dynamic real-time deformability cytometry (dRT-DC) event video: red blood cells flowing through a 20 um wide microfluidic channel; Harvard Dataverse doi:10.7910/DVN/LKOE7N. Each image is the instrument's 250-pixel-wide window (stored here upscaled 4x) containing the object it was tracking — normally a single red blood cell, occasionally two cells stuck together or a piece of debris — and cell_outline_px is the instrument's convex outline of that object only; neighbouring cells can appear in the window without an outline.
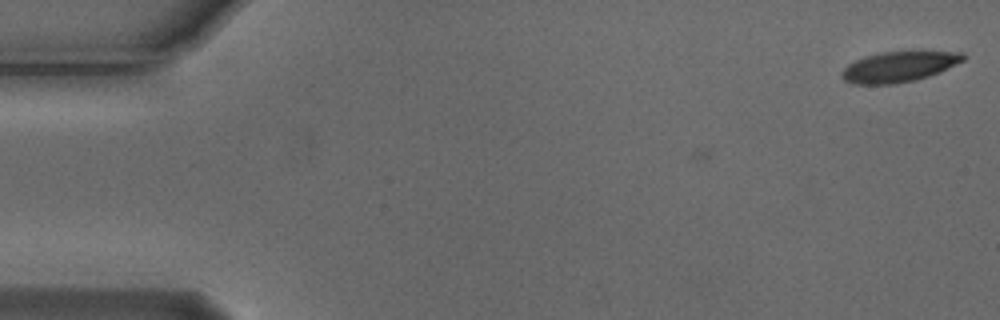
{"species": "Egyptian fruit bat (a non-hibernating species)", "species_latin": "Rousettus aegyptiacus", "temperature_condition": "cold", "stored_images_in_passage": 5, "camera_frame_rate_fps": 3000, "um_per_image_px": 0.085, "animal": {"sex": "male"}, "frame": {"image": 1, "passage_image": 1, "time_ms": 0.0, "image_size_px": [1000, 320], "cell_outline_px": [[968, 56], [964, 60], [940, 72], [916, 80], [896, 84], [852, 84], [844, 80], [840, 76], [840, 72], [848, 64], [864, 56], [880, 52], [920, 48], [964, 52]], "centroid_in_image_um": [76.49, 5.61], "position_along_channel_um": 8.5, "area_um2": 22.83}}